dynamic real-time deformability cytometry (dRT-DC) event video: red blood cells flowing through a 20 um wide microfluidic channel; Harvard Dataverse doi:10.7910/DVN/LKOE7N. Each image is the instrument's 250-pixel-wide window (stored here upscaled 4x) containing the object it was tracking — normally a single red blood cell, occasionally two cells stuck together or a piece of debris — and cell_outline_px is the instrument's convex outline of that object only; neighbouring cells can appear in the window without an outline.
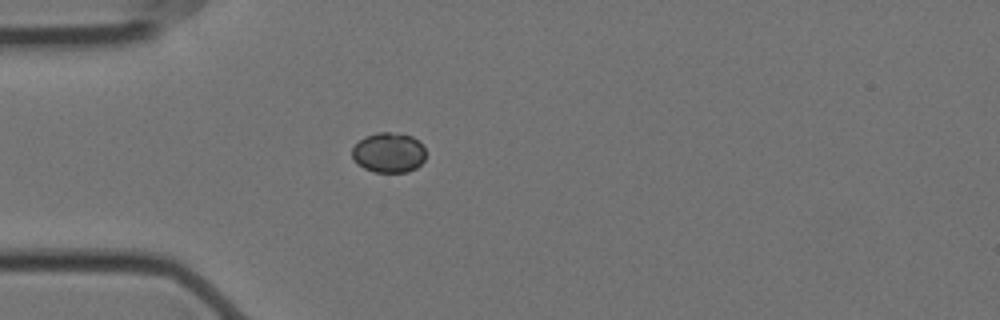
{"species": "Egyptian fruit bat (a non-hibernating species)", "species_latin": "Rousettus aegyptiacus", "temperature_condition": "cold", "stored_images_in_passage": 35, "camera_frame_rate_fps": 3000, "um_per_image_px": 0.085, "animal": {"sex": "female"}, "frame": {"image": 1, "passage_image": 1, "time_ms": 0.0, "image_size_px": [1000, 320], "cell_outline_px": [[424, 160], [416, 168], [408, 172], [376, 172], [364, 168], [352, 156], [352, 148], [364, 136], [376, 132], [388, 132], [412, 136], [420, 140], [424, 148]], "centroid_in_image_um": [33.06, 12.96], "position_along_channel_um": 51.9, "area_um2": 17.11}}
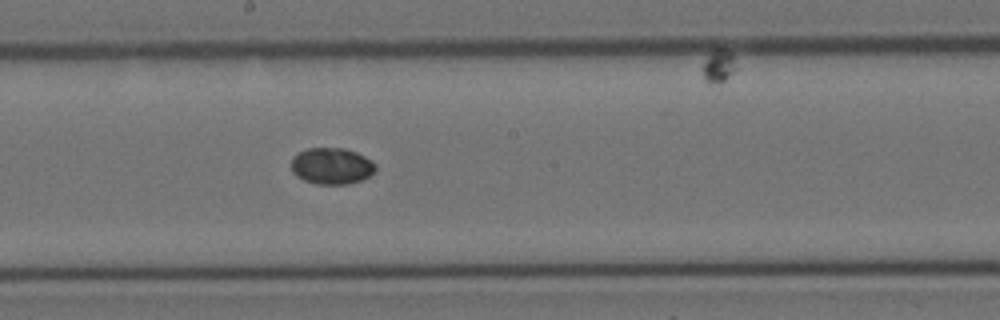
{"frame": {"image": 2, "passage_image": 16, "time_ms": 5.0, "image_size_px": [1000, 320], "cell_outline_px": [[376, 168], [368, 176], [360, 180], [348, 184], [316, 184], [304, 180], [296, 176], [292, 172], [292, 156], [308, 148], [344, 148], [356, 152], [372, 160], [376, 164]], "centroid_in_image_um": [28.18, 14.11], "position_along_channel_um": 220.0, "area_um2": 17.86}}
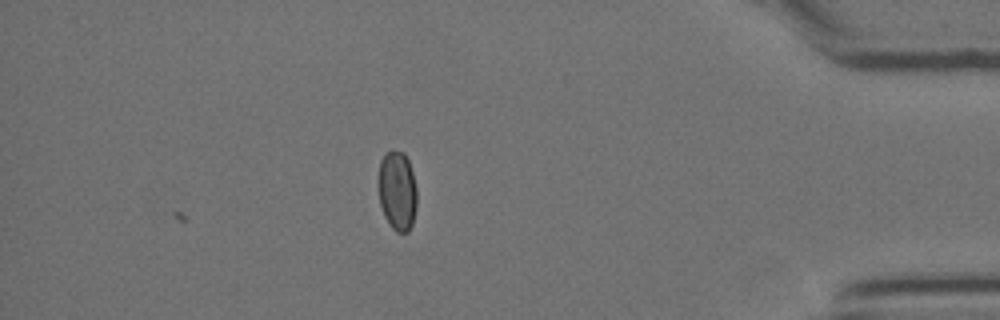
{"frame": {"image": 3, "passage_image": 35, "time_ms": 11.333, "image_size_px": [1000, 320], "cell_outline_px": [[416, 208], [412, 224], [408, 232], [396, 232], [388, 224], [384, 216], [380, 204], [380, 160], [384, 152], [392, 148], [404, 152], [408, 160], [412, 172], [416, 188]], "centroid_in_image_um": [33.78, 16.19], "position_along_channel_um": 401.4, "area_um2": 17.86}}